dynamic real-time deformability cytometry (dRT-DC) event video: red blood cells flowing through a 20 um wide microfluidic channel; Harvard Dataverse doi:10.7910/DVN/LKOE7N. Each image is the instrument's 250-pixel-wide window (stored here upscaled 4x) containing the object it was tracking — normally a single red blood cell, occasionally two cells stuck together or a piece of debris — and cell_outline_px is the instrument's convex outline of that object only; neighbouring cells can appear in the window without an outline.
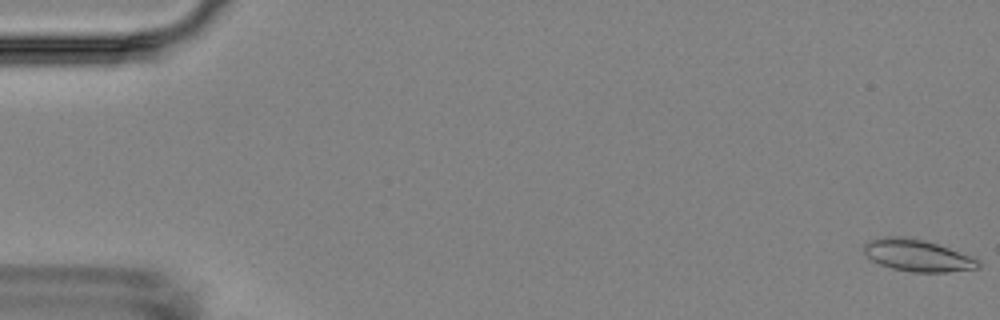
{"species": "Egyptian fruit bat (a non-hibernating species)", "species_latin": "Rousettus aegyptiacus", "temperature_condition": "room temperature", "stored_images_in_passage": 17, "camera_frame_rate_fps": 3000, "um_per_image_px": 0.085, "animal": {"sex": "female"}, "frame": {"image": 1, "passage_image": 1, "time_ms": 0.0, "image_size_px": [1000, 320], "cell_outline_px": [[980, 268], [948, 272], [912, 272], [892, 268], [880, 264], [872, 260], [864, 252], [864, 244], [868, 240], [884, 236], [904, 236], [936, 244], [972, 256], [980, 260]], "centroid_in_image_um": [77.98, 21.72], "position_along_channel_um": 7.0, "area_um2": 21.15}}
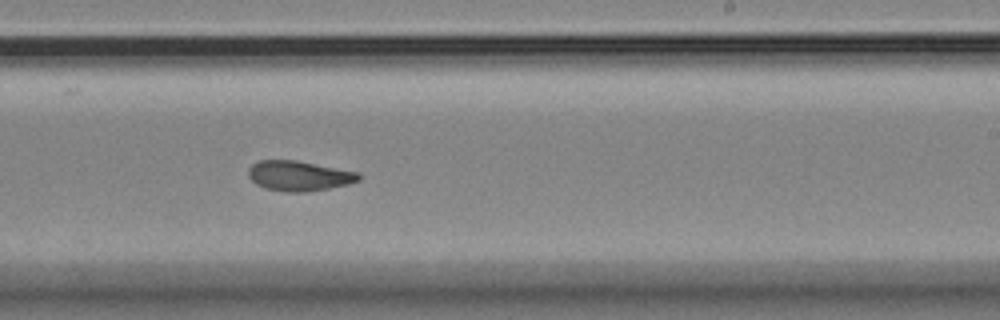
{"frame": {"image": 2, "passage_image": 11, "time_ms": 11.333, "image_size_px": [1000, 320], "cell_outline_px": [[360, 180], [348, 184], [308, 192], [284, 192], [264, 188], [256, 184], [248, 176], [248, 168], [252, 164], [260, 160], [296, 160], [360, 172]], "centroid_in_image_um": [25.41, 14.95], "position_along_channel_um": 263.6, "area_um2": 19.48}}
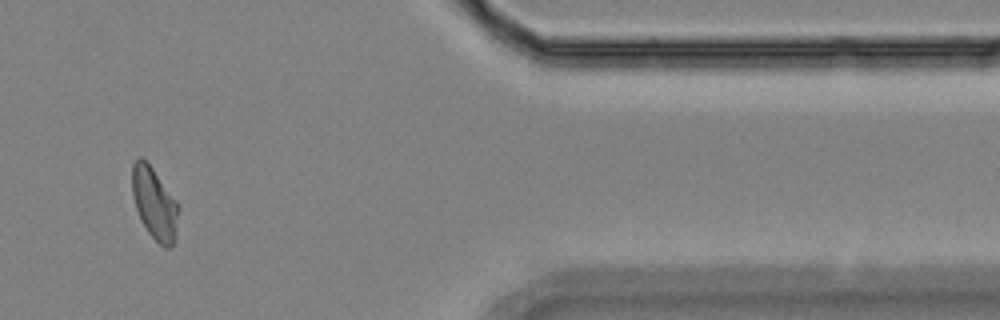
{"frame": {"image": 3, "passage_image": 15, "time_ms": 16.0, "image_size_px": [1000, 320], "cell_outline_px": [[180, 208], [176, 240], [168, 248], [164, 248], [148, 232], [140, 220], [132, 196], [132, 164], [140, 156], [152, 168], [176, 200]], "centroid_in_image_um": [13.15, 17.33], "position_along_channel_um": 398.3, "area_um2": 19.48}, "authors_computed_cell_mechanics": {"area_um2": 19.5364, "velocity_mm_per_s": 3.5549, "shape_relaxation_time_tau1_ms": null, "shape_relaxation_time_tau2_ms": 2.5428, "deformation_change_tau1": null, "deformation_change_tau2": 0.0836}}